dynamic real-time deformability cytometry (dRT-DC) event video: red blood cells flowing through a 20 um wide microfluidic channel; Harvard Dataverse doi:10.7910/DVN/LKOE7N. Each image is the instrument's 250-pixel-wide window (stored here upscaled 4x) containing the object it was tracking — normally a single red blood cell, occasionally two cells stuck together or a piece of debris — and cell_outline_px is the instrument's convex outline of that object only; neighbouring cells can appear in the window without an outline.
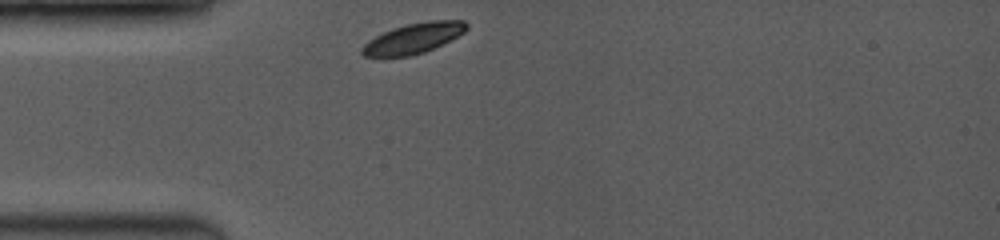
{"species": "common noctule bat (a hibernating species)", "species_latin": "Nyctalus noctula", "temperature_condition": "room temperature", "stored_images_in_passage": 34, "camera_frame_rate_fps": 3500, "um_per_image_px": 0.085, "animal": {"sex": "female", "body_mass_g": 19.0, "forearm_length_mm": 53.3}, "frame": {"image": 1, "passage_image": 1, "time_ms": 0.0, "image_size_px": [1000, 240], "cell_outline_px": [[468, 28], [464, 32], [424, 52], [412, 56], [364, 56], [360, 52], [360, 48], [368, 40], [392, 28], [408, 24], [428, 20], [464, 20], [468, 24]], "centroid_in_image_um": [35.12, 3.24], "position_along_channel_um": 49.9, "area_um2": 18.21}}
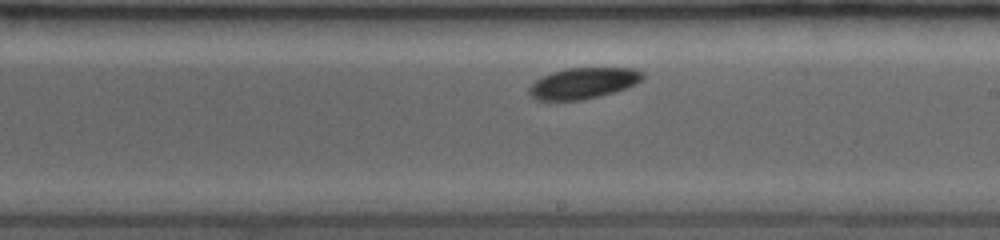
{"frame": {"image": 2, "passage_image": 19, "time_ms": 5.143, "image_size_px": [1000, 240], "cell_outline_px": [[644, 76], [636, 84], [616, 92], [580, 100], [536, 100], [528, 92], [528, 88], [536, 80], [552, 72], [568, 68], [636, 68], [644, 72]], "centroid_in_image_um": [49.6, 7.07], "position_along_channel_um": 239.4, "area_um2": 20.46}}
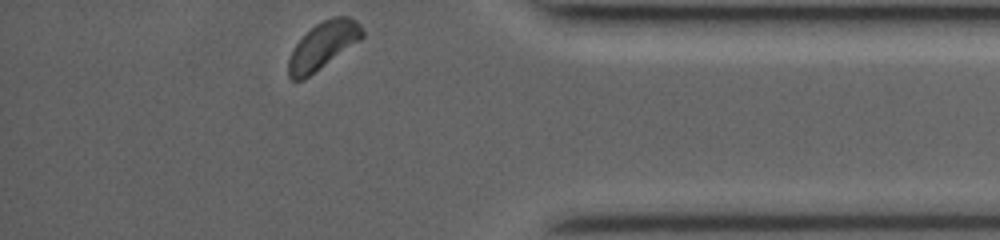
{"frame": {"image": 3, "passage_image": 34, "time_ms": 9.714, "image_size_px": [1000, 240], "cell_outline_px": [[364, 36], [360, 40], [304, 80], [292, 80], [288, 76], [288, 60], [296, 44], [316, 24], [332, 16], [348, 16], [356, 20], [360, 24], [364, 32]], "centroid_in_image_um": [27.47, 3.87], "position_along_channel_um": 407.7, "area_um2": 20.0}, "authors_computed_cell_mechanics": {"area_um2": 20.0855, "velocity_mm_per_s": 3.9249, "shape_relaxation_time_tau1_ms": 1.3582, "shape_relaxation_time_tau2_ms": null, "deformation_change_tau1": 0.0731, "deformation_change_tau2": null}}